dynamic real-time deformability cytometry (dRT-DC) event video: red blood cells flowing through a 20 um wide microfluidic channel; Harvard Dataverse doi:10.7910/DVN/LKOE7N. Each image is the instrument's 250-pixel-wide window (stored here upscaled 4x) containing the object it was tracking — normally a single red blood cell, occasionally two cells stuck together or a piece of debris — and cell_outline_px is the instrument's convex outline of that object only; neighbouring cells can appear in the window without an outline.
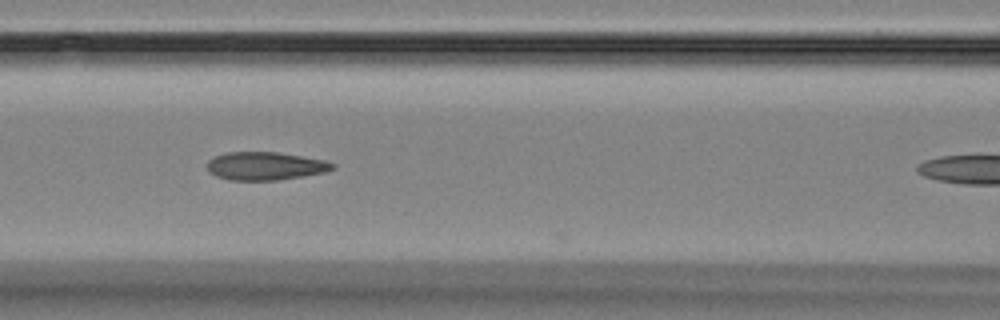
{"species": "Egyptian fruit bat (a non-hibernating species)", "species_latin": "Rousettus aegyptiacus", "temperature_condition": "room temperature", "stored_images_in_passage": 8, "camera_frame_rate_fps": 3000, "um_per_image_px": 0.085, "animal": {"sex": "female"}, "frame": {"image": 1, "passage_image": 5, "time_ms": 4.333, "image_size_px": [1000, 320], "cell_outline_px": [[336, 168], [324, 172], [276, 180], [228, 180], [216, 176], [208, 172], [208, 160], [216, 156], [228, 152], [276, 152], [324, 160], [336, 164]], "centroid_in_image_um": [22.53, 14.11], "position_along_channel_um": 144.1, "area_um2": 20.35}}
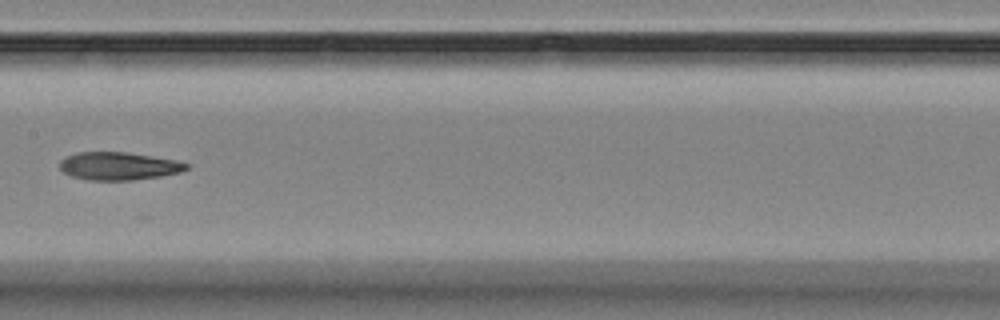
{"frame": {"image": 2, "passage_image": 7, "time_ms": 8.333, "image_size_px": [1000, 320], "cell_outline_px": [[188, 168], [180, 172], [160, 176], [132, 180], [88, 180], [72, 176], [64, 172], [60, 168], [60, 160], [76, 152], [124, 152], [176, 160], [188, 164]], "centroid_in_image_um": [10.06, 14.11], "position_along_channel_um": 197.3, "area_um2": 20.35}}
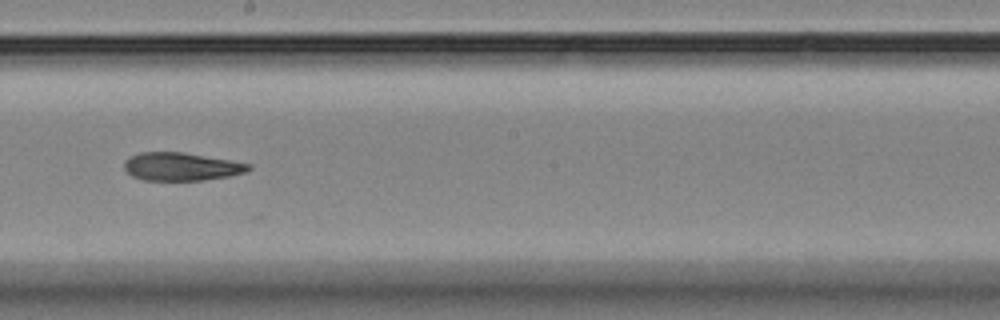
{"frame": {"image": 3, "passage_image": 8, "time_ms": 9.333, "image_size_px": [1000, 320], "cell_outline_px": [[252, 168], [244, 172], [228, 176], [204, 180], [144, 180], [132, 176], [124, 168], [124, 160], [140, 152], [184, 152], [252, 164]], "centroid_in_image_um": [15.4, 14.16], "position_along_channel_um": 232.8, "area_um2": 20.23}}